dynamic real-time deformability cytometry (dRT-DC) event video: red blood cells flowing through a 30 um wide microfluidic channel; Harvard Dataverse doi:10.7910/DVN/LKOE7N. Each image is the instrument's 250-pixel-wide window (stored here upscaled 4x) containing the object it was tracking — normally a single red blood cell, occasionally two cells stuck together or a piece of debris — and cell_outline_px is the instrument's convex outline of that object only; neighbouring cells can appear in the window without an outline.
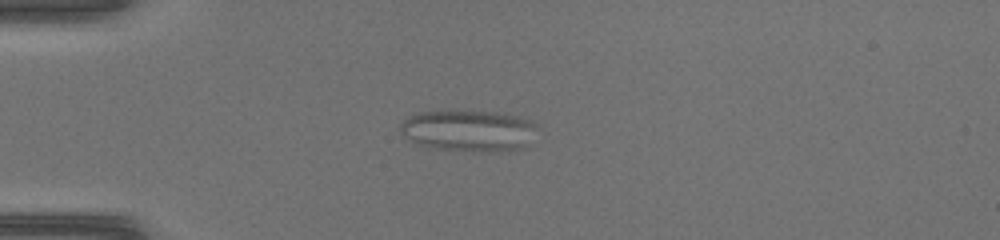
{"species": "common noctule bat (a hibernating species)", "species_latin": "Nyctalus noctula", "temperature_condition": "warm", "stored_images_in_passage": 48, "camera_frame_rate_fps": 3000, "um_per_image_px": 0.085, "animal": {"sex": "female", "body_mass_g": 17.0, "forearm_length_mm": 48.0}, "frame": {"image": 1, "passage_image": 14, "time_ms": 4.333, "image_size_px": [1000, 240], "cell_outline_px": [[536, 124], [524, 148], [508, 152], [480, 152], [436, 148], [420, 144], [404, 136], [400, 132], [400, 124], [404, 120], [420, 112], [496, 112], [520, 116]], "centroid_in_image_um": [39.85, 11.13], "position_along_channel_um": 45.1, "area_um2": 32.43}}
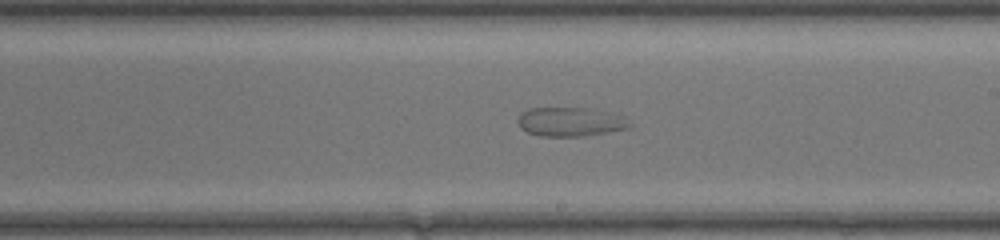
{"frame": {"image": 2, "passage_image": 29, "time_ms": 9.333, "image_size_px": [1000, 240], "cell_outline_px": [[632, 128], [584, 136], [540, 136], [528, 132], [520, 128], [516, 120], [520, 112], [528, 108], [592, 108], [620, 112], [632, 124]], "centroid_in_image_um": [48.55, 10.33], "position_along_channel_um": 240.5, "area_um2": 19.59}}
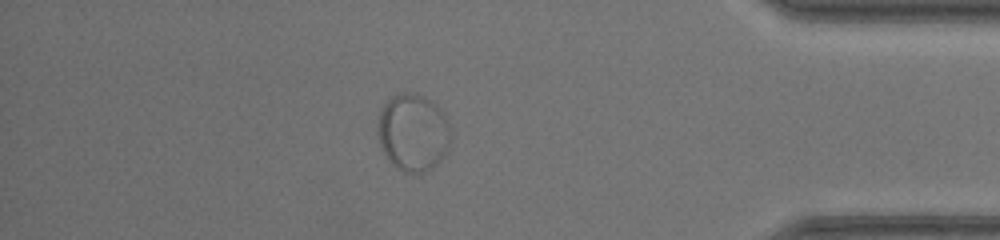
{"frame": {"image": 3, "passage_image": 42, "time_ms": 13.667, "image_size_px": [1000, 240], "cell_outline_px": [[448, 144], [444, 156], [428, 172], [420, 176], [404, 172], [392, 164], [388, 160], [380, 148], [376, 128], [376, 124], [380, 108], [392, 96], [400, 92], [404, 92], [420, 96], [436, 104], [444, 112], [448, 124]], "centroid_in_image_um": [35.05, 11.3], "position_along_channel_um": 400.2, "area_um2": 33.23}}